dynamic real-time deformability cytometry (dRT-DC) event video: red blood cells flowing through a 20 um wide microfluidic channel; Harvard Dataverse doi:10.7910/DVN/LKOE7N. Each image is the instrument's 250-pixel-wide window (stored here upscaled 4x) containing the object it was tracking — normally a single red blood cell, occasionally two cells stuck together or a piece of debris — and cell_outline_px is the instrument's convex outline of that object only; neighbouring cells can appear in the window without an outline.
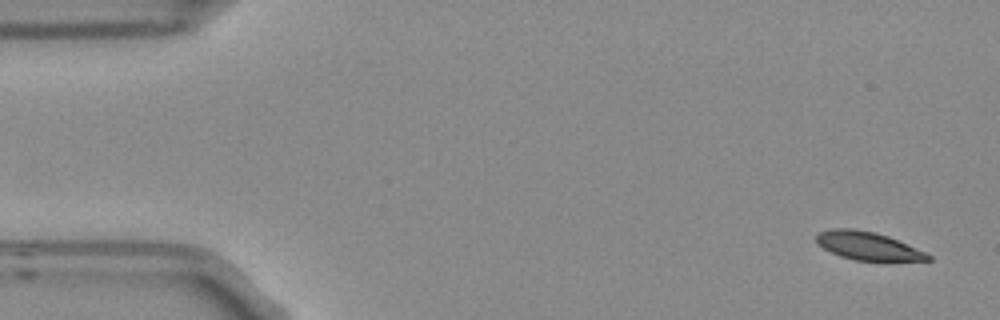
{"species": "Egyptian fruit bat (a non-hibernating species)", "species_latin": "Rousettus aegyptiacus", "temperature_condition": "room temperature", "stored_images_in_passage": 5, "camera_frame_rate_fps": 3000, "um_per_image_px": 0.085, "frame": {"image": 1, "passage_image": 1, "time_ms": 0.0, "image_size_px": [1000, 320], "cell_outline_px": [[932, 260], [856, 260], [840, 256], [816, 244], [816, 232], [832, 228], [856, 228], [876, 232], [888, 236], [916, 248], [932, 256]], "centroid_in_image_um": [73.7, 20.87], "position_along_channel_um": 11.3, "area_um2": 18.21}}
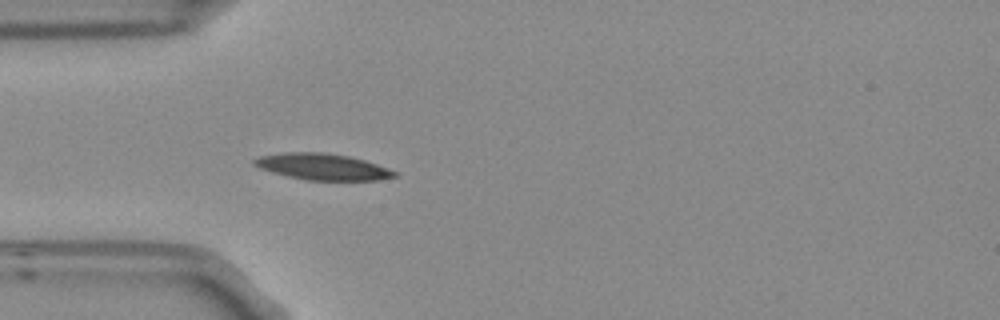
{"frame": {"image": 2, "passage_image": 5, "time_ms": 1.333, "image_size_px": [1000, 320], "cell_outline_px": [[396, 176], [376, 180], [304, 180], [272, 172], [260, 168], [252, 164], [252, 160], [260, 156], [284, 152], [324, 152], [348, 156], [364, 160], [388, 168], [396, 172]], "centroid_in_image_um": [27.37, 14.17], "position_along_channel_um": 57.6, "area_um2": 21.39}}